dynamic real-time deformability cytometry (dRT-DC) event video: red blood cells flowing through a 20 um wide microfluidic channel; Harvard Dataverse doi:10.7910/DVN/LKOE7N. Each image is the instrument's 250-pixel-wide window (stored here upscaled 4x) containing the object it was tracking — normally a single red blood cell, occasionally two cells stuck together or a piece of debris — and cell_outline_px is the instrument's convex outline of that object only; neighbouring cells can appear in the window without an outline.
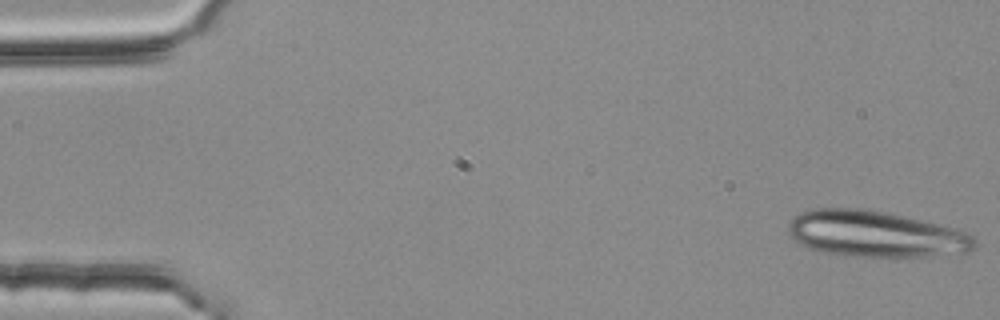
{"species": "common noctule bat (a hibernating species)", "species_latin": "Nyctalus noctula", "temperature_condition": "room temperature", "stored_images_in_passage": 4, "camera_frame_rate_fps": 3000, "um_per_image_px": 0.085, "animal": {"sex": "female", "body_mass_g": 25.1}, "frame": {"image": 1, "passage_image": 1, "time_ms": 0.0, "image_size_px": [1000, 320], "cell_outline_px": [[976, 240], [972, 248], [968, 252], [932, 256], [852, 256], [820, 252], [808, 248], [796, 240], [788, 232], [788, 224], [792, 216], [800, 212], [816, 208], [856, 208], [884, 212], [904, 216], [940, 224], [968, 232]], "centroid_in_image_um": [74.39, 19.88], "position_along_channel_um": 10.6, "area_um2": 50.0}}